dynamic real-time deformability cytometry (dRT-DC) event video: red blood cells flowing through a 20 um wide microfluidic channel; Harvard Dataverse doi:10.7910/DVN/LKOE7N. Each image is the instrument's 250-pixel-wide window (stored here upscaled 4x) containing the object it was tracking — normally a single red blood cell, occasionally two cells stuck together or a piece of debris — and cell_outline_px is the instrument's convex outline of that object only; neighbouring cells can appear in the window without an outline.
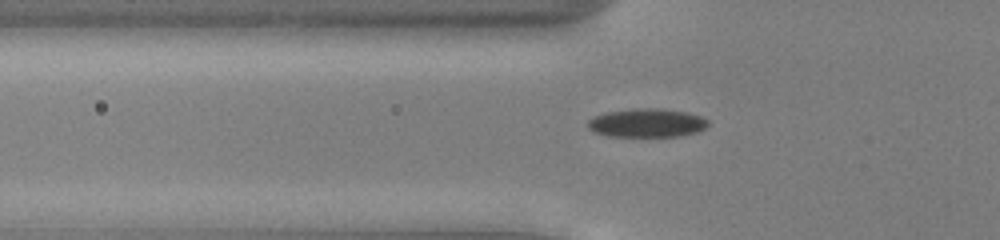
{"species": "common noctule bat (a hibernating species)", "species_latin": "Nyctalus noctula", "temperature_condition": "cold", "stored_images_in_passage": 41, "camera_frame_rate_fps": 3000, "um_per_image_px": 0.085, "animal": {"sex": "male", "body_mass_g": 13.0, "forearm_length_mm": 53.1}, "frame": {"image": 1, "passage_image": 7, "time_ms": 2.0, "image_size_px": [1000, 240], "cell_outline_px": [[708, 124], [704, 128], [696, 132], [680, 136], [608, 136], [596, 132], [588, 128], [588, 120], [592, 116], [604, 112], [636, 108], [660, 108], [688, 112], [704, 116], [708, 120]], "centroid_in_image_um": [54.99, 10.43], "position_along_channel_um": 70.8, "area_um2": 20.23}}
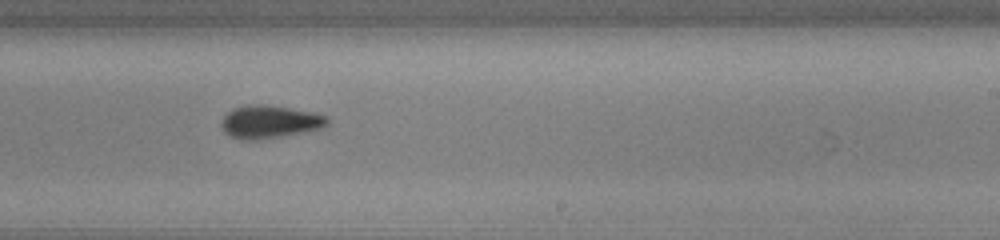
{"frame": {"image": 2, "passage_image": 22, "time_ms": 7.0, "image_size_px": [1000, 240], "cell_outline_px": [[328, 124], [324, 128], [304, 132], [256, 140], [240, 140], [224, 132], [220, 124], [220, 120], [232, 108], [248, 104], [260, 104], [288, 108], [312, 112], [328, 116]], "centroid_in_image_um": [22.9, 10.35], "position_along_channel_um": 266.1, "area_um2": 20.35}}
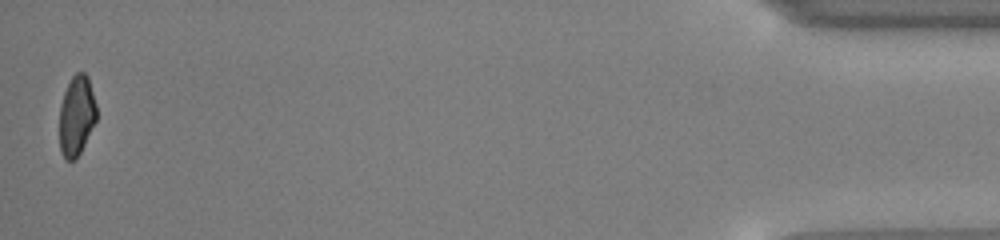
{"frame": {"image": 3, "passage_image": 41, "time_ms": 13.333, "image_size_px": [1000, 240], "cell_outline_px": [[96, 120], [80, 152], [72, 160], [64, 160], [60, 152], [60, 104], [64, 92], [72, 76], [76, 72], [84, 72], [88, 76], [96, 104]], "centroid_in_image_um": [6.5, 9.81], "position_along_channel_um": 428.7, "area_um2": 17.17}, "authors_computed_cell_mechanics": {"area_um2": 19.941, "velocity_mm_per_s": 3.9235, "shape_relaxation_time_tau1_ms": 3.4793, "shape_relaxation_time_tau2_ms": null, "deformation_change_tau1": 0.1026, "deformation_change_tau2": null}}